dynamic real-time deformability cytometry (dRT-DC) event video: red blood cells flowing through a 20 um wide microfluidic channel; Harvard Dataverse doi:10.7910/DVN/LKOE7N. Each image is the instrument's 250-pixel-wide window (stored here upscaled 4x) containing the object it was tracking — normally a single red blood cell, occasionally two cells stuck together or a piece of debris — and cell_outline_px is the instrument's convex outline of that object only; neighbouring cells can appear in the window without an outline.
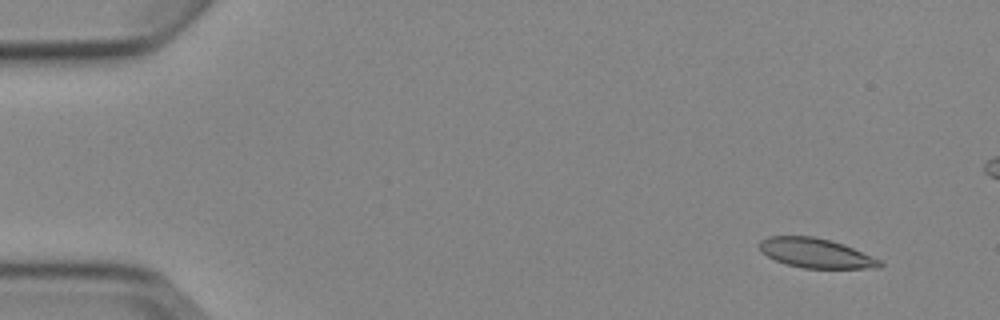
{"species": "Egyptian fruit bat (a non-hibernating species)", "species_latin": "Rousettus aegyptiacus", "temperature_condition": "cold", "stored_images_in_passage": 7, "camera_frame_rate_fps": 3000, "um_per_image_px": 0.085, "animal": {"sex": "female"}, "frame": {"image": 1, "passage_image": 2, "time_ms": 1.333, "image_size_px": [1000, 320], "cell_outline_px": [[884, 264], [880, 268], [804, 268], [788, 264], [776, 260], [768, 256], [760, 248], [760, 240], [768, 236], [812, 236], [832, 240], [844, 244], [880, 260]], "centroid_in_image_um": [69.37, 21.51], "position_along_channel_um": 15.6, "area_um2": 20.52}}
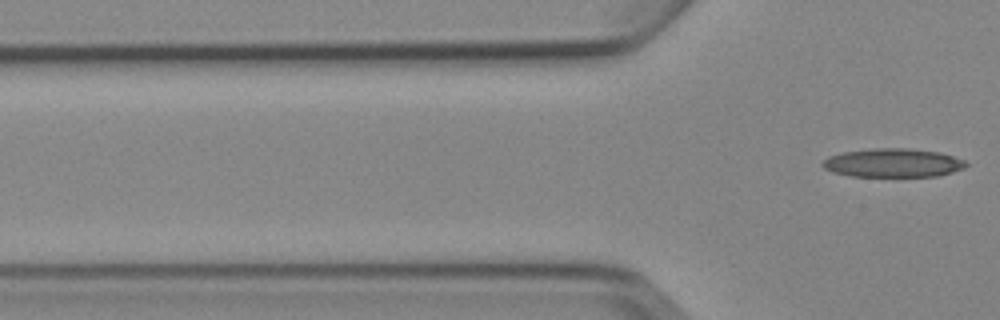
{"frame": {"image": 2, "passage_image": 7, "time_ms": 8.0, "image_size_px": [1000, 320], "cell_outline_px": [[968, 164], [964, 168], [952, 172], [936, 176], [852, 176], [832, 172], [824, 168], [820, 164], [828, 156], [844, 152], [872, 148], [908, 148], [940, 152], [964, 160]], "centroid_in_image_um": [75.89, 13.84], "position_along_channel_um": 49.9, "area_um2": 23.93}}